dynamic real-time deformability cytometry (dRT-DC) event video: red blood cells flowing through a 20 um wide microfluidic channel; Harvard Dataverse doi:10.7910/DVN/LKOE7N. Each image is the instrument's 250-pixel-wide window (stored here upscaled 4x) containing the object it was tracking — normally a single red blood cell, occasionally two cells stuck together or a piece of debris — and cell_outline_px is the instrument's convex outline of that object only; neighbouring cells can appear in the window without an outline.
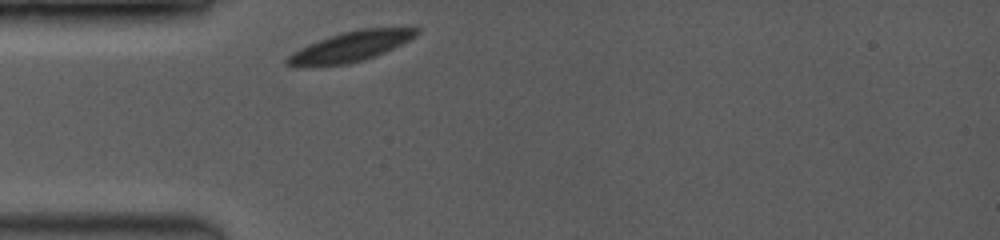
{"species": "common noctule bat (a hibernating species)", "species_latin": "Nyctalus noctula", "temperature_condition": "room temperature", "stored_images_in_passage": 1, "camera_frame_rate_fps": 3500, "um_per_image_px": 0.085, "animal": {"sex": "female", "body_mass_g": 19.0, "forearm_length_mm": 53.3}, "frame": {"image": 1, "passage_image": 1, "time_ms": 0.0, "image_size_px": [1000, 240], "cell_outline_px": [[420, 32], [416, 36], [384, 52], [364, 60], [344, 64], [304, 68], [296, 68], [284, 64], [284, 60], [288, 56], [300, 48], [308, 44], [340, 32], [360, 28], [420, 28]], "centroid_in_image_um": [29.7, 3.98], "position_along_channel_um": 55.3, "area_um2": 22.83}}